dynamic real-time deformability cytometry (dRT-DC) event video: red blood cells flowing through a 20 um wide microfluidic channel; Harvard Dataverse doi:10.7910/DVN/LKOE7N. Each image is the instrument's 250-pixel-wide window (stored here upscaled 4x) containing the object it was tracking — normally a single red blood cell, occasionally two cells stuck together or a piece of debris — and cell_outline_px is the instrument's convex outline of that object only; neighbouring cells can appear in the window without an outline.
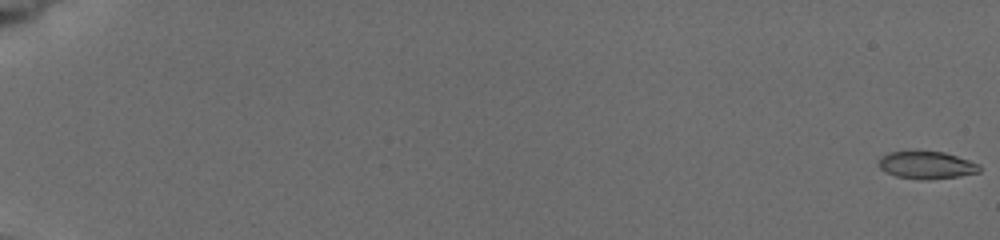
{"species": "common noctule bat (a hibernating species)", "species_latin": "Nyctalus noctula", "temperature_condition": "cold", "stored_images_in_passage": 9, "camera_frame_rate_fps": 3000, "um_per_image_px": 0.085, "animal": {"sex": "female", "body_mass_g": 19.5, "forearm_length_mm": 54.1}, "frame": {"image": 1, "passage_image": 1, "time_ms": 0.0, "image_size_px": [1000, 240], "cell_outline_px": [[980, 172], [960, 176], [924, 180], [896, 176], [884, 172], [880, 168], [880, 156], [888, 152], [916, 148], [944, 152], [980, 164]], "centroid_in_image_um": [78.72, 13.98], "position_along_channel_um": 6.3, "area_um2": 16.76}}
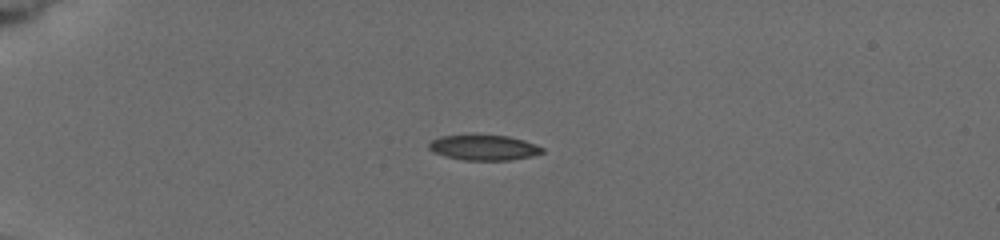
{"frame": {"image": 2, "passage_image": 6, "time_ms": 5.333, "image_size_px": [1000, 240], "cell_outline_px": [[544, 152], [528, 156], [508, 160], [464, 160], [444, 156], [432, 152], [428, 148], [428, 144], [432, 140], [440, 136], [508, 136], [524, 140], [544, 148]], "centroid_in_image_um": [41.09, 12.55], "position_along_channel_um": 43.9, "area_um2": 16.36}}
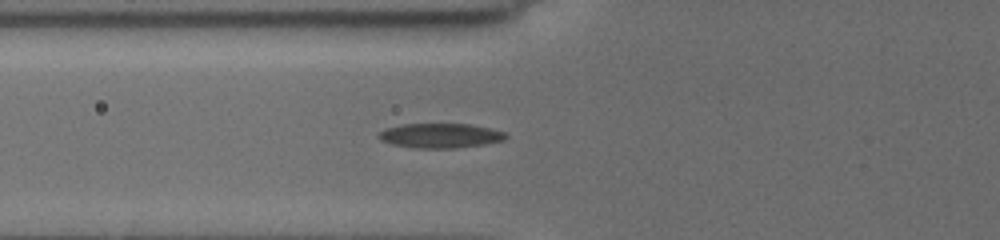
{"frame": {"image": 3, "passage_image": 9, "time_ms": 7.667, "image_size_px": [1000, 240], "cell_outline_px": [[508, 136], [504, 140], [484, 144], [456, 148], [416, 148], [392, 144], [380, 140], [376, 136], [384, 128], [400, 124], [468, 124], [508, 132]], "centroid_in_image_um": [37.41, 11.52], "position_along_channel_um": 88.4, "area_um2": 18.32}}